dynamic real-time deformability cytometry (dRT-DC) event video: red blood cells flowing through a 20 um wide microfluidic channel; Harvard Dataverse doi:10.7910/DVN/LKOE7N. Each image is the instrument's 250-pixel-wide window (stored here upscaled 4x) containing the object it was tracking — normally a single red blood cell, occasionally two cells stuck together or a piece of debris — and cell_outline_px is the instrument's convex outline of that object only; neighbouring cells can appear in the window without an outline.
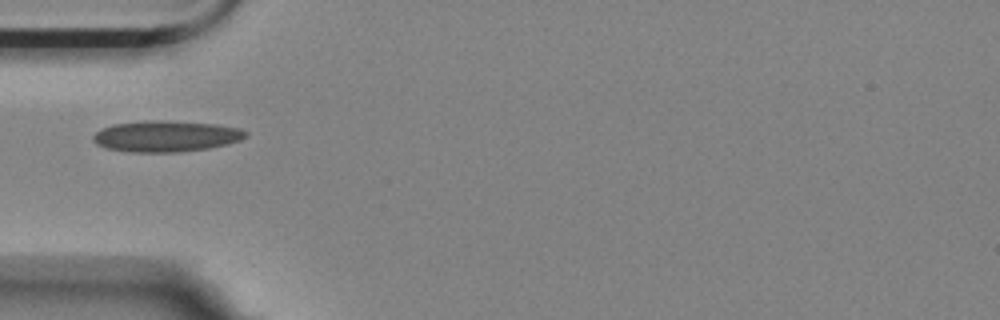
{"species": "Egyptian fruit bat (a non-hibernating species)", "species_latin": "Rousettus aegyptiacus", "temperature_condition": "room temperature", "stored_images_in_passage": 8, "camera_frame_rate_fps": 3000, "um_per_image_px": 0.085, "animal": {"sex": "female"}, "frame": {"image": 1, "passage_image": 1, "time_ms": 0.0, "image_size_px": [1000, 320], "cell_outline_px": [[248, 136], [240, 140], [228, 144], [208, 148], [176, 152], [128, 152], [104, 148], [96, 144], [92, 140], [92, 136], [100, 128], [112, 124], [152, 120], [164, 120], [216, 124], [240, 128], [248, 132]], "centroid_in_image_um": [14.09, 11.58], "position_along_channel_um": 70.9, "area_um2": 27.92}}
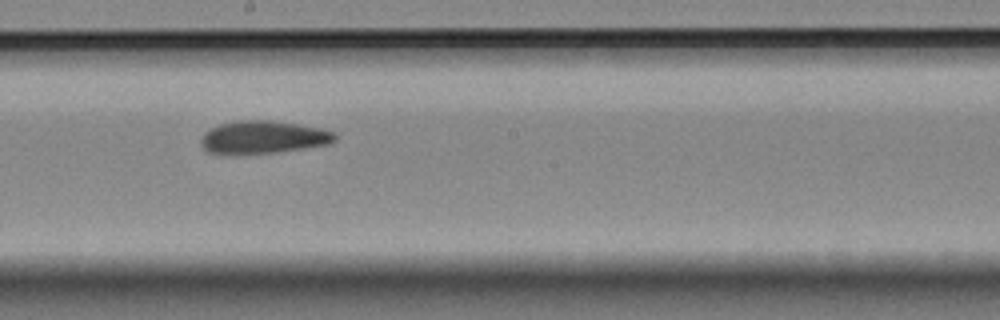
{"frame": {"image": 2, "passage_image": 5, "time_ms": 4.333, "image_size_px": [1000, 320], "cell_outline_px": [[336, 140], [328, 144], [276, 152], [228, 156], [208, 152], [200, 144], [200, 140], [204, 132], [220, 124], [236, 120], [268, 120], [296, 124], [320, 128], [332, 132], [336, 136]], "centroid_in_image_um": [22.28, 11.68], "position_along_channel_um": 225.9, "area_um2": 25.78}}
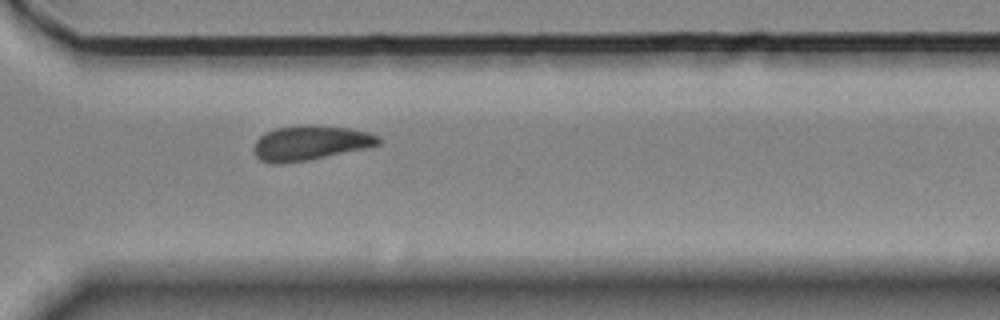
{"frame": {"image": 3, "passage_image": 8, "time_ms": 7.667, "image_size_px": [1000, 320], "cell_outline_px": [[380, 144], [372, 148], [308, 160], [284, 164], [272, 164], [260, 160], [256, 156], [252, 148], [256, 140], [264, 132], [276, 128], [300, 124], [312, 124], [348, 128], [368, 132], [380, 136]], "centroid_in_image_um": [26.38, 12.15], "position_along_channel_um": 344.2, "area_um2": 25.89}}